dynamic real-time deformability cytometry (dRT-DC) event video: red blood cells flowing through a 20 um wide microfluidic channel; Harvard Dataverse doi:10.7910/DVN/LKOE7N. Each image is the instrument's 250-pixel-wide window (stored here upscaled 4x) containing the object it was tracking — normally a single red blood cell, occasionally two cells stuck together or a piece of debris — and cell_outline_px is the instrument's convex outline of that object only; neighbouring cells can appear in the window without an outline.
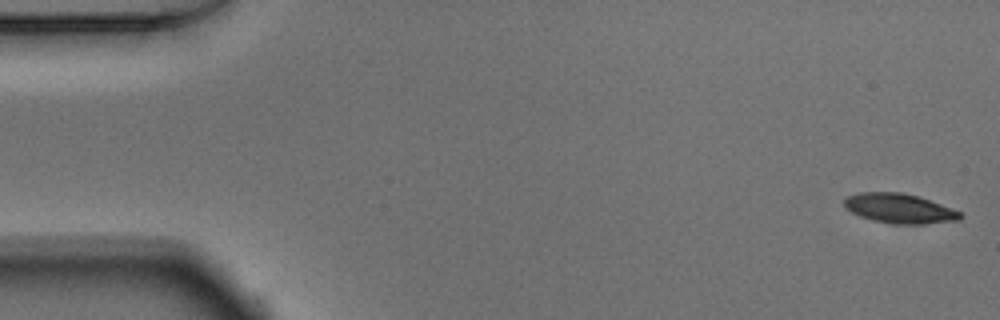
{"species": "Egyptian fruit bat (a non-hibernating species)", "species_latin": "Rousettus aegyptiacus", "temperature_condition": "warm", "stored_images_in_passage": 52, "camera_frame_rate_fps": 3000, "um_per_image_px": 0.085, "animal": {"sex": "male"}, "frame": {"image": 1, "passage_image": 1, "time_ms": 0.0, "image_size_px": [1000, 320], "cell_outline_px": [[964, 216], [960, 220], [924, 224], [892, 224], [872, 220], [860, 216], [844, 208], [844, 200], [848, 196], [860, 192], [904, 192], [920, 196], [960, 212]], "centroid_in_image_um": [76.45, 17.72], "position_along_channel_um": 8.6, "area_um2": 20.17}}
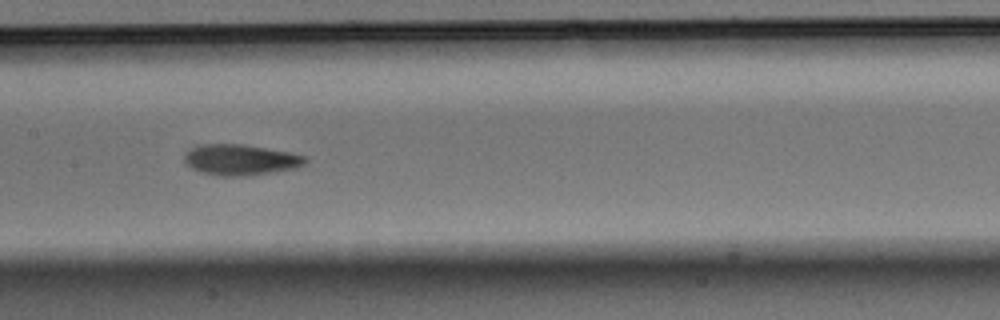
{"frame": {"image": 2, "passage_image": 25, "time_ms": 8.0, "image_size_px": [1000, 320], "cell_outline_px": [[308, 160], [304, 164], [296, 168], [276, 172], [244, 176], [220, 176], [200, 172], [192, 168], [184, 160], [184, 152], [200, 144], [240, 144], [288, 152], [308, 156]], "centroid_in_image_um": [20.45, 13.59], "position_along_channel_um": 186.9, "area_um2": 21.73}}
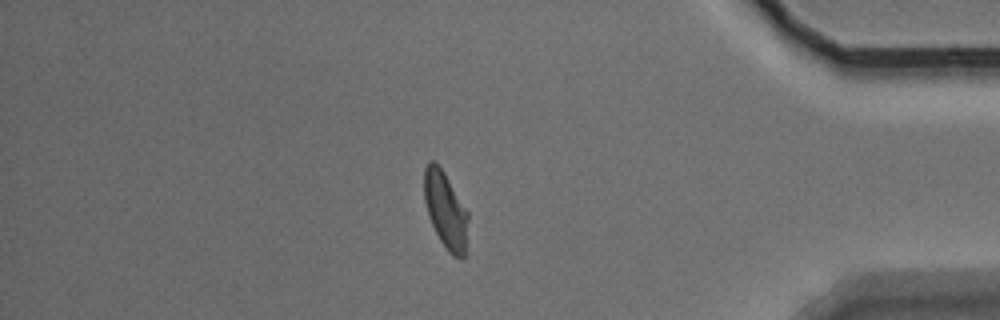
{"frame": {"image": 3, "passage_image": 44, "time_ms": 14.333, "image_size_px": [1000, 320], "cell_outline_px": [[468, 220], [464, 256], [460, 260], [452, 256], [448, 252], [440, 240], [428, 216], [424, 200], [424, 168], [428, 160], [436, 160], [444, 172], [468, 212]], "centroid_in_image_um": [37.85, 17.83], "position_along_channel_um": 397.3, "area_um2": 19.71}, "authors_computed_cell_mechanics": {"area_um2": 20.7502, "velocity_mm_per_s": 3.8607, "shape_relaxation_time_tau1_ms": 4.7367, "shape_relaxation_time_tau2_ms": 2.4816, "deformation_change_tau1": 0.1525, "deformation_change_tau2": 0.0818}}